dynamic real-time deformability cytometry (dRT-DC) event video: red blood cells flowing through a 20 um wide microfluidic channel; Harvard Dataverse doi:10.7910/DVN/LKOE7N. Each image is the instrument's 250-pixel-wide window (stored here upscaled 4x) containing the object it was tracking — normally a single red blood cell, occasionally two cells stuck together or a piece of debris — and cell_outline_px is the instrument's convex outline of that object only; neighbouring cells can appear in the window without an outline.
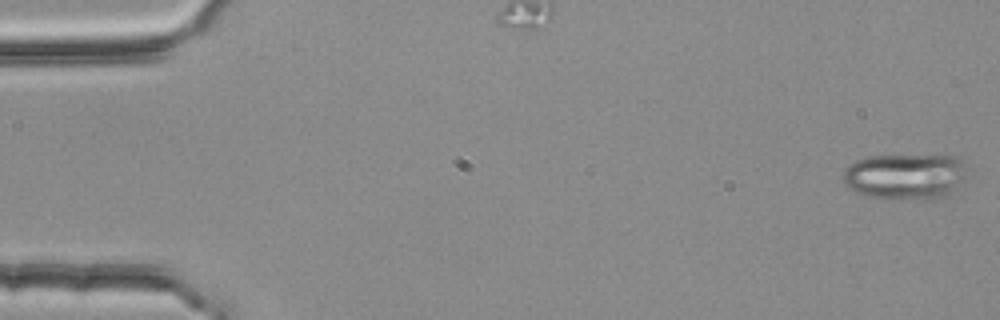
{"species": "common noctule bat (a hibernating species)", "species_latin": "Nyctalus noctula", "temperature_condition": "room temperature", "stored_images_in_passage": 5, "camera_frame_rate_fps": 3000, "um_per_image_px": 0.085, "animal": {"sex": "female", "body_mass_g": 25.1}, "frame": {"image": 1, "passage_image": 1, "time_ms": 0.0, "image_size_px": [1000, 320], "cell_outline_px": [[964, 176], [944, 196], [928, 200], [892, 200], [868, 196], [856, 192], [848, 188], [844, 184], [844, 168], [848, 164], [856, 160], [868, 156], [952, 156], [960, 160]], "centroid_in_image_um": [76.81, 15.02], "position_along_channel_um": 8.2, "area_um2": 32.77}}